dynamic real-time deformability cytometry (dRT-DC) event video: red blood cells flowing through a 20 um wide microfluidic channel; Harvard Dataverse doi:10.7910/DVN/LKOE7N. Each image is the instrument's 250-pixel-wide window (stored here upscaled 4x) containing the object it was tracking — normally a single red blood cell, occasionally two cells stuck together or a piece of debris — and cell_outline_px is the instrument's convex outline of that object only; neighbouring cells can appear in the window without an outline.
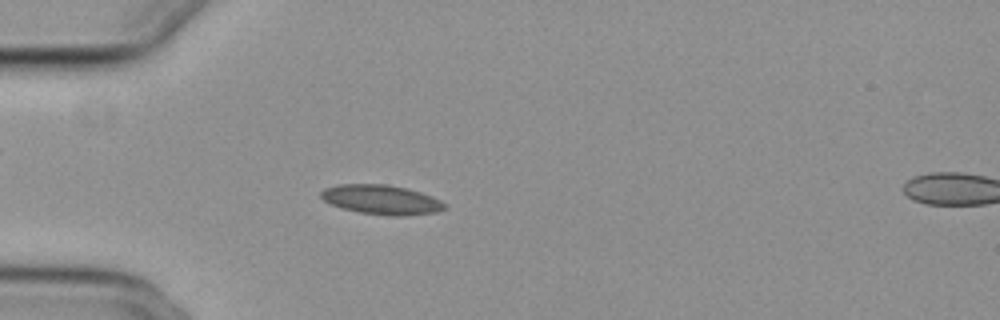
{"species": "common noctule bat (a hibernating species)", "species_latin": "Nyctalus noctula", "temperature_condition": "cold", "stored_images_in_passage": 18, "camera_frame_rate_fps": 3000, "um_per_image_px": 0.085, "animal": {"sex": "female", "body_mass_g": 29.2, "forearm_length_mm": 56.3}, "frame": {"image": 1, "passage_image": 16, "time_ms": 5.0, "image_size_px": [1000, 320], "cell_outline_px": [[448, 208], [440, 212], [404, 216], [388, 216], [360, 212], [344, 208], [332, 204], [324, 200], [320, 196], [320, 192], [324, 188], [336, 184], [384, 184], [408, 188], [432, 196], [448, 204]], "centroid_in_image_um": [32.48, 16.97], "position_along_channel_um": 52.5, "area_um2": 21.5}}